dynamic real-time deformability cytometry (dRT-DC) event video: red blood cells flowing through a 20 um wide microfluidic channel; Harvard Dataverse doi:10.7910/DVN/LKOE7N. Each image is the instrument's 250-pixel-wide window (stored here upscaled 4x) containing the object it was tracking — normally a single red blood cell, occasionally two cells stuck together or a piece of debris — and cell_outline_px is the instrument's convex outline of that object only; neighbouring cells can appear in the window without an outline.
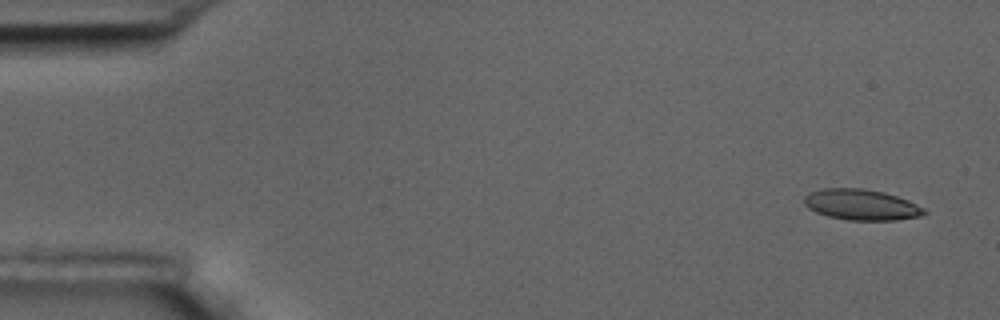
{"species": "common noctule bat (a hibernating species)", "species_latin": "Nyctalus noctula", "temperature_condition": "room temperature", "stored_images_in_passage": 4, "camera_frame_rate_fps": 3000, "um_per_image_px": 0.085, "animal": {"sex": "male", "body_mass_g": 17.5, "forearm_length_mm": 52.3}, "frame": {"image": 1, "passage_image": 1, "time_ms": 0.0, "image_size_px": [1000, 320], "cell_outline_px": [[928, 212], [920, 216], [896, 220], [848, 220], [828, 216], [816, 212], [808, 208], [804, 204], [804, 196], [812, 192], [824, 188], [864, 188], [884, 192], [908, 200], [924, 208]], "centroid_in_image_um": [73.22, 17.4], "position_along_channel_um": 11.8, "area_um2": 21.5}}
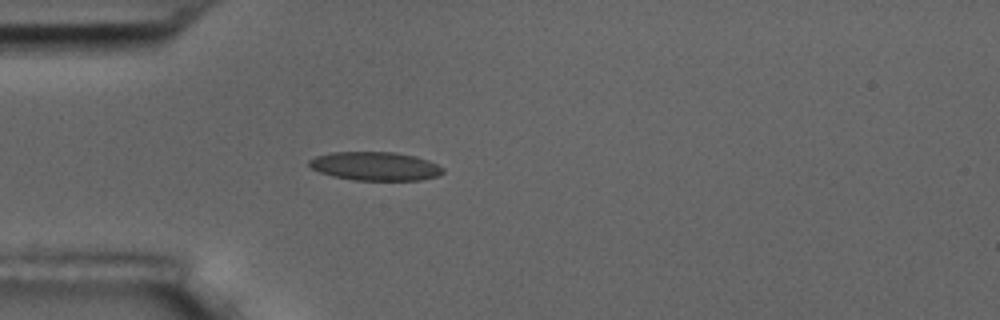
{"frame": {"image": 2, "passage_image": 4, "time_ms": 4.333, "image_size_px": [1000, 320], "cell_outline_px": [[444, 172], [436, 176], [420, 180], [356, 180], [332, 176], [320, 172], [312, 168], [308, 164], [308, 160], [316, 156], [332, 152], [396, 152], [416, 156], [428, 160], [444, 168]], "centroid_in_image_um": [31.89, 14.12], "position_along_channel_um": 53.1, "area_um2": 22.31}}